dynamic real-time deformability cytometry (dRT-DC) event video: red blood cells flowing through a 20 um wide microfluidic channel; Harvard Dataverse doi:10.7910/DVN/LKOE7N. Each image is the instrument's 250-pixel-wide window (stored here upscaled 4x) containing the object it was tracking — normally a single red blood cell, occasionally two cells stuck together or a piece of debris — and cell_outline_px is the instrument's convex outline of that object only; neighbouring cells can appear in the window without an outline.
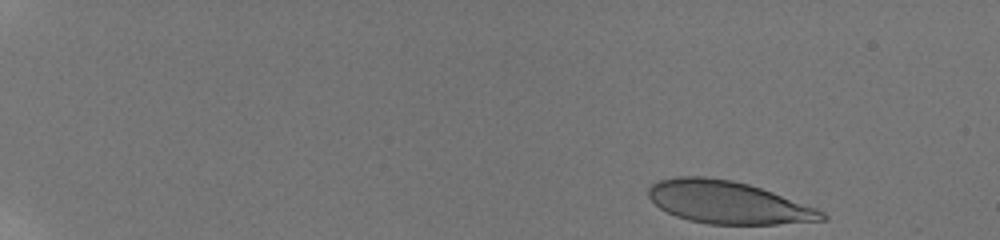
{"species": "human", "species_latin": "Homo sapiens", "temperature_condition": "room temperature", "stored_images_in_passage": 10, "camera_frame_rate_fps": 3000, "um_per_image_px": 0.085, "donor": {"sex": "male"}, "frame": {"image": 1, "passage_image": 1, "time_ms": 0.0, "image_size_px": [1000, 240], "cell_outline_px": [[828, 220], [776, 224], [708, 224], [688, 220], [676, 216], [660, 208], [648, 196], [648, 188], [652, 184], [660, 180], [676, 176], [704, 176], [732, 180], [748, 184], [772, 192], [816, 208], [824, 212], [828, 216]], "centroid_in_image_um": [61.88, 17.2], "position_along_channel_um": 23.1, "area_um2": 42.83}}
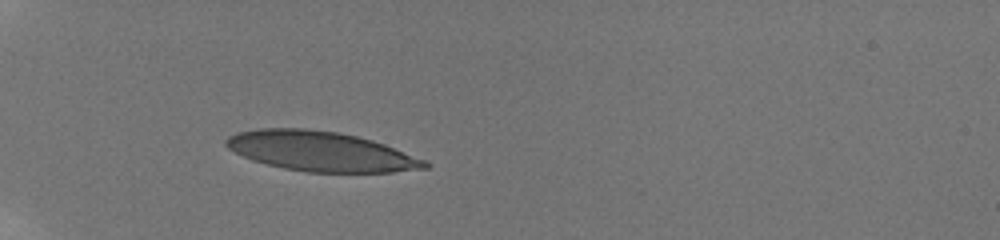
{"frame": {"image": 2, "passage_image": 7, "time_ms": 4.333, "image_size_px": [1000, 240], "cell_outline_px": [[432, 164], [428, 168], [392, 172], [308, 172], [284, 168], [252, 160], [228, 148], [224, 144], [224, 140], [228, 136], [236, 132], [260, 128], [304, 128], [336, 132], [356, 136], [372, 140], [384, 144], [424, 160]], "centroid_in_image_um": [27.24, 12.86], "position_along_channel_um": 57.8, "area_um2": 45.78}}